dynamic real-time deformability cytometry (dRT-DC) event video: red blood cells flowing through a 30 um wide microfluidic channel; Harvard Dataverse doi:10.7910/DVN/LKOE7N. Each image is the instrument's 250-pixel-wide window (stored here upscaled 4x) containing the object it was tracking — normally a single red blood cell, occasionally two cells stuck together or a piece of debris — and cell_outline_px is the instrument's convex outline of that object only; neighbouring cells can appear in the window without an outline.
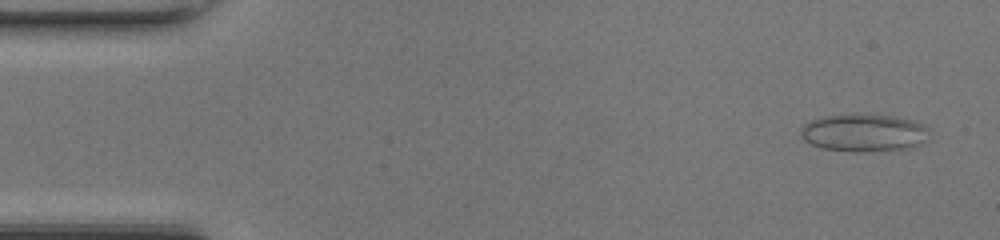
{"species": "common noctule bat (a hibernating species)", "species_latin": "Nyctalus noctula", "temperature_condition": "room temperature", "stored_images_in_passage": 48, "camera_frame_rate_fps": 3000, "um_per_image_px": 0.085, "animal": {"sex": "female", "body_mass_g": 17.0, "forearm_length_mm": 48.0}, "frame": {"image": 1, "passage_image": 3, "time_ms": 0.667, "image_size_px": [1000, 240], "cell_outline_px": [[932, 132], [920, 144], [912, 148], [860, 152], [852, 152], [824, 148], [812, 144], [804, 140], [800, 136], [800, 128], [804, 124], [812, 120], [824, 116], [896, 116], [916, 120], [928, 128]], "centroid_in_image_um": [73.47, 11.31], "position_along_channel_um": 11.5, "area_um2": 27.92}}
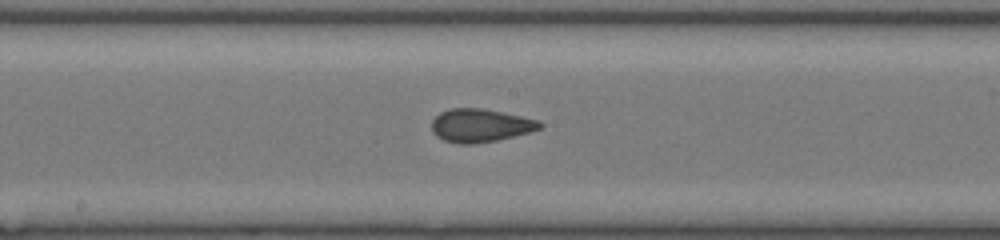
{"frame": {"image": 2, "passage_image": 25, "time_ms": 8.0, "image_size_px": [1000, 240], "cell_outline_px": [[544, 124], [540, 128], [528, 132], [496, 140], [472, 144], [456, 144], [444, 140], [436, 136], [432, 132], [432, 120], [440, 112], [448, 108], [480, 108], [540, 120]], "centroid_in_image_um": [40.79, 10.66], "position_along_channel_um": 207.4, "area_um2": 20.81}}
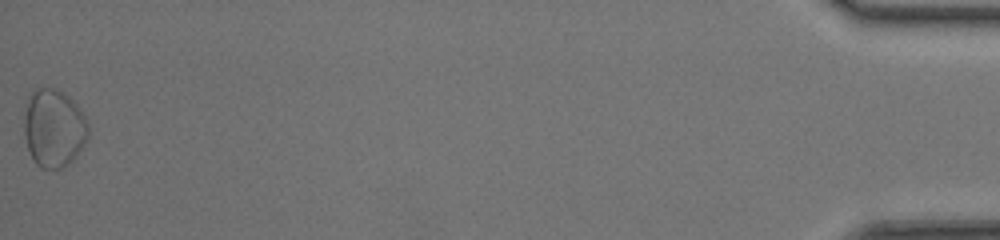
{"frame": {"image": 3, "passage_image": 48, "time_ms": 15.667, "image_size_px": [1000, 240], "cell_outline_px": [[88, 140], [72, 160], [64, 168], [40, 168], [36, 164], [28, 148], [24, 136], [24, 112], [32, 88], [56, 88], [64, 92], [76, 104], [84, 116], [88, 124]], "centroid_in_image_um": [4.56, 10.88], "position_along_channel_um": 430.6, "area_um2": 29.3}, "authors_computed_cell_mechanics": {"area_um2": 21.7617, "velocity_mm_per_s": 4.3206, "shape_relaxation_time_tau1_ms": null, "shape_relaxation_time_tau2_ms": 1.1132, "deformation_change_tau1": null, "deformation_change_tau2": 0.0505}}